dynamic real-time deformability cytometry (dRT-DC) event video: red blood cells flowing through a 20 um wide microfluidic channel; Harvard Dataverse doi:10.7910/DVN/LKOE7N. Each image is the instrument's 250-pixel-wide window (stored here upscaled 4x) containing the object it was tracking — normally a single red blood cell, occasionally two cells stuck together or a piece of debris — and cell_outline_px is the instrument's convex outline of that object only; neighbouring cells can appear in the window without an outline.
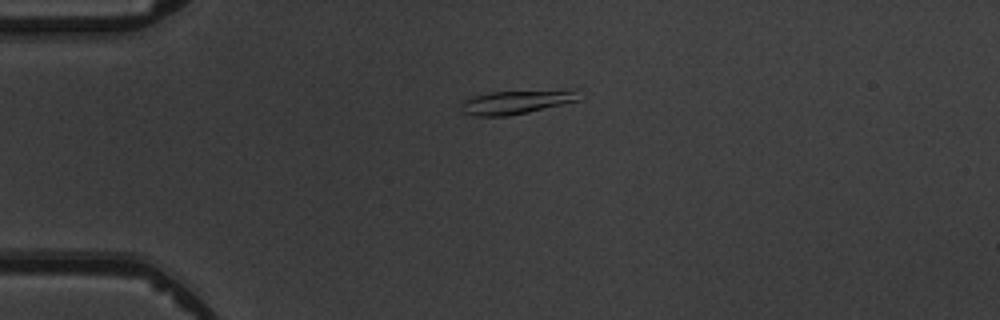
{"species": "common noctule bat (a hibernating species)", "species_latin": "Nyctalus noctula", "temperature_condition": "warm", "stored_images_in_passage": 6, "camera_frame_rate_fps": 3000, "um_per_image_px": 0.085, "animal": {"sex": "male", "body_mass_g": 19.5, "forearm_length_mm": 54.6}, "frame": {"image": 1, "passage_image": 1, "time_ms": 0.0, "image_size_px": [1000, 320], "cell_outline_px": [[580, 100], [528, 112], [508, 116], [476, 116], [460, 112], [460, 104], [464, 100], [472, 96], [492, 92], [572, 92]], "centroid_in_image_um": [43.64, 8.73], "position_along_channel_um": 41.4, "area_um2": 15.37}}
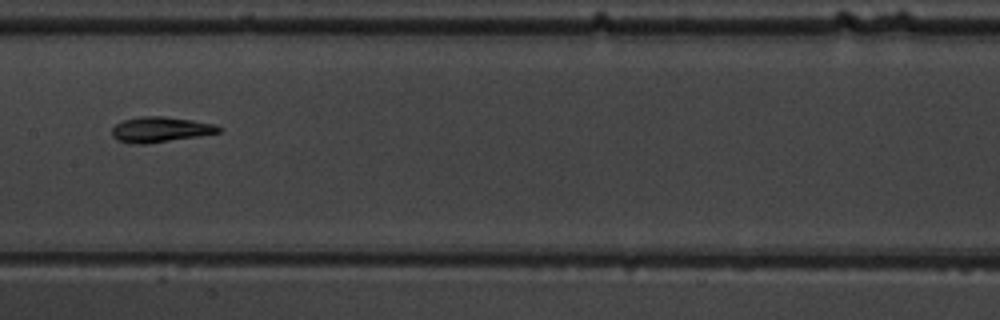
{"frame": {"image": 2, "passage_image": 5, "time_ms": 4.667, "image_size_px": [1000, 320], "cell_outline_px": [[220, 132], [196, 136], [144, 144], [132, 144], [116, 140], [112, 136], [112, 128], [116, 124], [124, 120], [140, 116], [160, 116], [192, 120], [216, 124], [220, 128]], "centroid_in_image_um": [13.58, 11.0], "position_along_channel_um": 193.8, "area_um2": 15.55}}
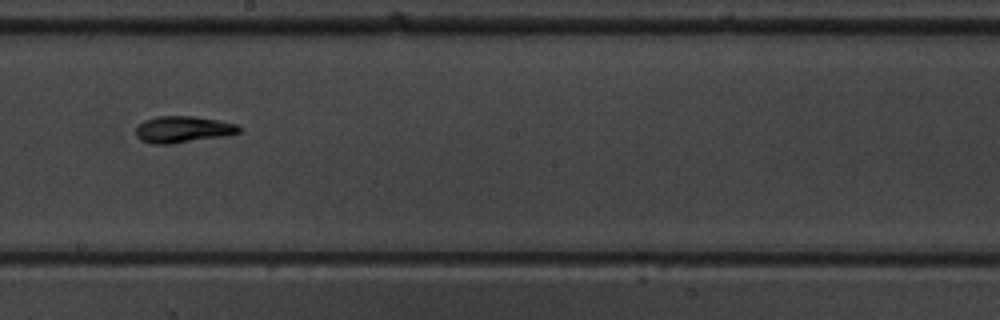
{"frame": {"image": 3, "passage_image": 6, "time_ms": 5.667, "image_size_px": [1000, 320], "cell_outline_px": [[240, 132], [228, 136], [168, 144], [152, 144], [140, 140], [136, 136], [136, 124], [144, 120], [156, 116], [192, 116], [216, 120], [236, 124], [240, 128]], "centroid_in_image_um": [15.5, 11.0], "position_along_channel_um": 232.7, "area_um2": 16.07}}